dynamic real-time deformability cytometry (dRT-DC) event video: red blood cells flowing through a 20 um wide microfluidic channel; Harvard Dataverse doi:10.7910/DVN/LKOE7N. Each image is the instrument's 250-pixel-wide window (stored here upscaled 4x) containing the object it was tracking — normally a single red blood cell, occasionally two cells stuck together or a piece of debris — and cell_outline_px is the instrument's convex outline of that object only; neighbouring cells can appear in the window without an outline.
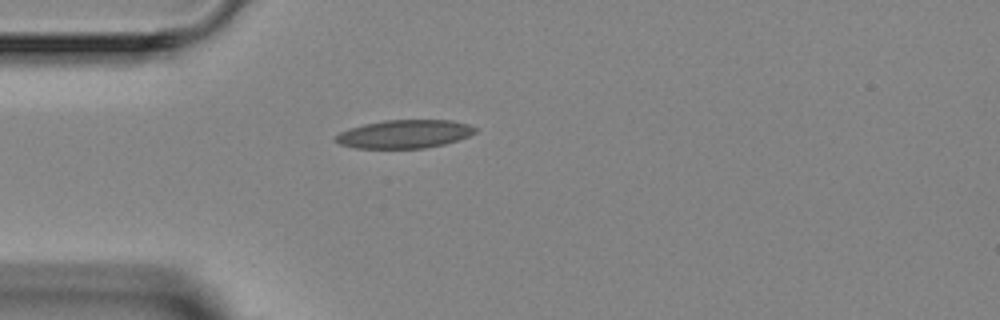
{"species": "Egyptian fruit bat (a non-hibernating species)", "species_latin": "Rousettus aegyptiacus", "temperature_condition": "room temperature", "stored_images_in_passage": 1, "camera_frame_rate_fps": 3000, "um_per_image_px": 0.085, "animal": {"sex": "female"}, "frame": {"image": 1, "passage_image": 1, "time_ms": 0.0, "image_size_px": [1000, 320], "cell_outline_px": [[480, 128], [476, 132], [468, 136], [444, 144], [424, 148], [356, 148], [340, 144], [332, 140], [340, 132], [348, 128], [364, 124], [384, 120], [452, 120], [468, 124]], "centroid_in_image_um": [34.38, 11.38], "position_along_channel_um": 50.6, "area_um2": 23.12}}